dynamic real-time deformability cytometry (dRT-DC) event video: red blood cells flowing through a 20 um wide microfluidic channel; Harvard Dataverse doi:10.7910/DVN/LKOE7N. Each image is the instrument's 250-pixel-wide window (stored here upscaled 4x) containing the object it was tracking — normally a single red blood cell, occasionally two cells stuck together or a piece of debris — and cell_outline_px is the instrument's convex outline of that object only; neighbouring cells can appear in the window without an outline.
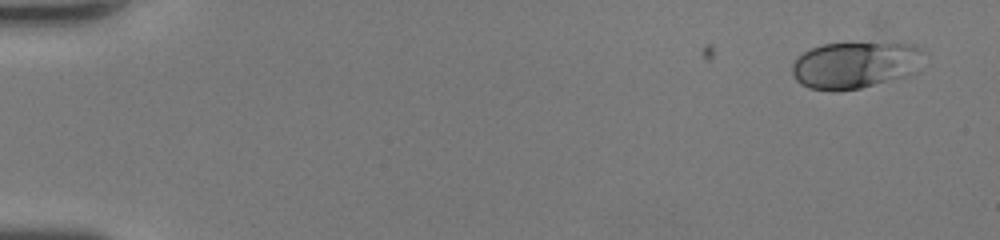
{"species": "human", "species_latin": "Homo sapiens", "temperature_condition": "room temperature", "stored_images_in_passage": 39, "camera_frame_rate_fps": 3000, "um_per_image_px": 0.085, "donor": {"sex": "female"}, "frame": {"image": 1, "passage_image": 1, "time_ms": 0.0, "image_size_px": [1000, 240], "cell_outline_px": [[924, 52], [916, 72], [908, 76], [860, 88], [836, 92], [832, 92], [808, 88], [800, 84], [796, 80], [792, 72], [792, 64], [804, 52], [812, 48], [876, 20], [880, 20], [916, 44]], "centroid_in_image_um": [72.95, 5.07], "position_along_channel_um": 12.0, "area_um2": 44.39}, "authors_computed_cell_mechanics": {"area_um2": 38.3214, "velocity_mm_per_s": 4.1587, "shape_relaxation_time_tau1_ms": 2.5715, "shape_relaxation_time_tau2_ms": null, "deformation_change_tau1": 0.1476, "deformation_change_tau2": null}}